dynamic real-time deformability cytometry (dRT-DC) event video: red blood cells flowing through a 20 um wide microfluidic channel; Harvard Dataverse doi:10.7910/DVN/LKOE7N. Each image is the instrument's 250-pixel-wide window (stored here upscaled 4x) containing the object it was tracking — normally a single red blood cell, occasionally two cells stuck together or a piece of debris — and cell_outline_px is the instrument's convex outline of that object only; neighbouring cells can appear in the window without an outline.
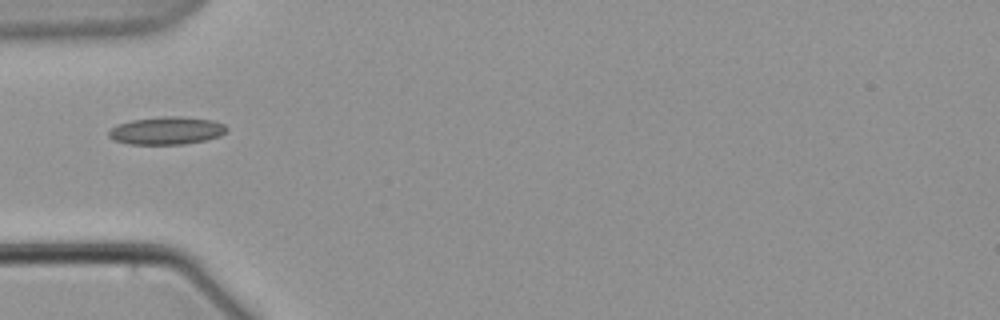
{"species": "common noctule bat (a hibernating species)", "species_latin": "Nyctalus noctula", "temperature_condition": "warm", "stored_images_in_passage": 8, "camera_frame_rate_fps": 3000, "um_per_image_px": 0.085, "animal": {"sex": "male", "body_mass_g": 21.5, "forearm_length_mm": 52.0}, "frame": {"image": 1, "passage_image": 3, "time_ms": 3.333, "image_size_px": [1000, 320], "cell_outline_px": [[228, 128], [220, 136], [204, 140], [184, 144], [128, 144], [116, 140], [108, 136], [108, 132], [116, 124], [132, 120], [164, 116], [180, 116], [212, 120], [224, 124]], "centroid_in_image_um": [14.16, 11.1], "position_along_channel_um": 70.8, "area_um2": 18.96}}
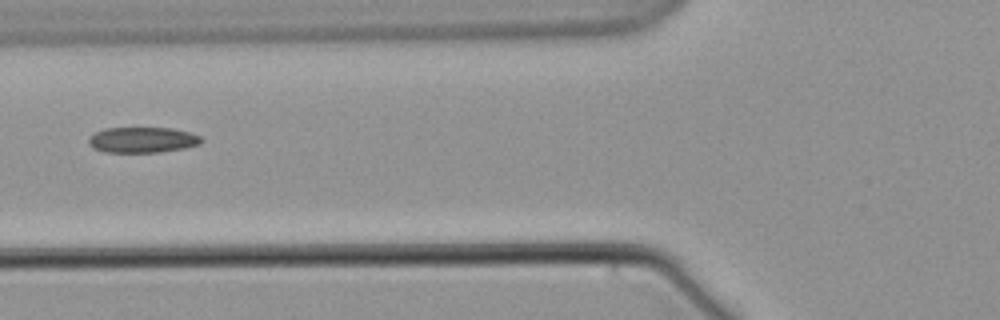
{"frame": {"image": 2, "passage_image": 4, "time_ms": 4.667, "image_size_px": [1000, 320], "cell_outline_px": [[204, 140], [200, 144], [184, 148], [160, 152], [104, 152], [92, 148], [88, 144], [88, 140], [96, 132], [104, 128], [172, 128], [188, 132], [200, 136]], "centroid_in_image_um": [12.11, 11.89], "position_along_channel_um": 113.7, "area_um2": 16.82}}
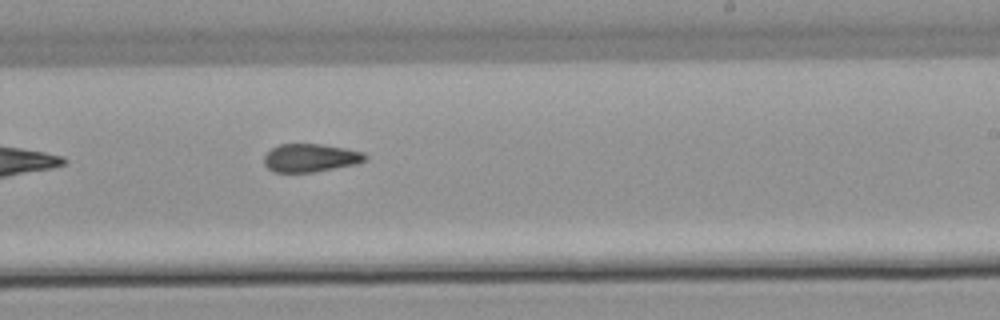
{"frame": {"image": 3, "passage_image": 8, "time_ms": 9.333, "image_size_px": [1000, 320], "cell_outline_px": [[368, 156], [364, 160], [356, 164], [312, 172], [276, 172], [268, 168], [264, 164], [264, 156], [272, 148], [280, 144], [320, 144], [344, 148], [364, 152]], "centroid_in_image_um": [26.38, 13.41], "position_along_channel_um": 262.6, "area_um2": 16.42}}